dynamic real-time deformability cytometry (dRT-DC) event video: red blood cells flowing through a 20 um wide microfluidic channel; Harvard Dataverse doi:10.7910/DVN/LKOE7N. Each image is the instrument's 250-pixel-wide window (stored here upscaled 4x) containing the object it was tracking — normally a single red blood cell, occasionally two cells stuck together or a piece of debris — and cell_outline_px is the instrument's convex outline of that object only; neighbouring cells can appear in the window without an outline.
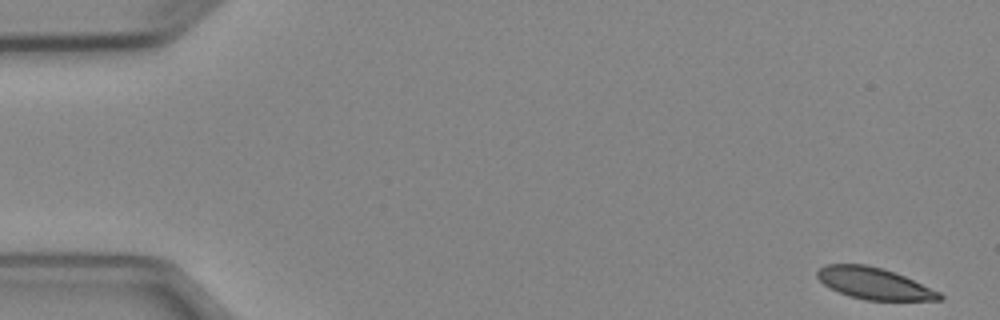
{"species": "Egyptian fruit bat (a non-hibernating species)", "species_latin": "Rousettus aegyptiacus", "temperature_condition": "cold", "stored_images_in_passage": 5, "segment_of_instrument_passage": [1, 2], "camera_frame_rate_fps": 3000, "um_per_image_px": 0.085, "animal": {"sex": "female"}, "frame": {"image": 1, "passage_image": 1, "time_ms": 0.0, "image_size_px": [1000, 320], "cell_outline_px": [[944, 300], [864, 300], [848, 296], [824, 284], [816, 276], [816, 272], [820, 268], [828, 264], [864, 264], [880, 268], [904, 276], [940, 292], [944, 296]], "centroid_in_image_um": [74.31, 24.1], "position_along_channel_um": 10.7, "area_um2": 22.2}}
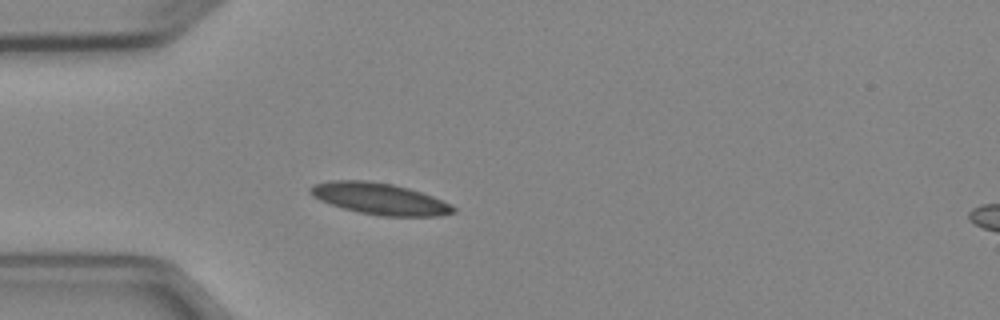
{"frame": {"image": 2, "passage_image": 4, "time_ms": 4.333, "image_size_px": [1000, 320], "cell_outline_px": [[456, 212], [440, 216], [380, 216], [360, 212], [344, 208], [320, 200], [312, 196], [308, 192], [308, 188], [312, 184], [328, 180], [368, 180], [392, 184], [408, 188], [432, 196], [452, 204], [456, 208]], "centroid_in_image_um": [32.26, 16.88], "position_along_channel_um": 52.7, "area_um2": 26.36}}